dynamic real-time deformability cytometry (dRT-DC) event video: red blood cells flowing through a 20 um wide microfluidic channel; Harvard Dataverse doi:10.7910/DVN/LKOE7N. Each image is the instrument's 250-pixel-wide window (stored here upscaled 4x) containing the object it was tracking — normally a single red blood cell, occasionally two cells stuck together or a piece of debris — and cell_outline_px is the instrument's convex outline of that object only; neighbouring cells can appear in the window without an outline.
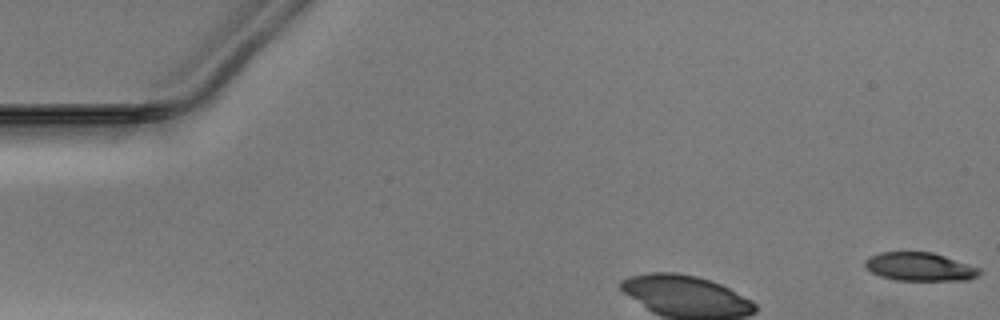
{"species": "Egyptian fruit bat (a non-hibernating species)", "species_latin": "Rousettus aegyptiacus", "temperature_condition": "warm", "stored_images_in_passage": 7, "camera_frame_rate_fps": 3000, "um_per_image_px": 0.085, "animal": {"sex": "male"}, "frame": {"image": 1, "passage_image": 1, "time_ms": 0.0, "image_size_px": [1000, 320], "cell_outline_px": [[980, 272], [976, 276], [968, 280], [896, 280], [880, 276], [864, 268], [864, 260], [868, 256], [880, 252], [932, 252], [980, 268]], "centroid_in_image_um": [78.11, 22.67], "position_along_channel_um": 6.9, "area_um2": 18.9}}